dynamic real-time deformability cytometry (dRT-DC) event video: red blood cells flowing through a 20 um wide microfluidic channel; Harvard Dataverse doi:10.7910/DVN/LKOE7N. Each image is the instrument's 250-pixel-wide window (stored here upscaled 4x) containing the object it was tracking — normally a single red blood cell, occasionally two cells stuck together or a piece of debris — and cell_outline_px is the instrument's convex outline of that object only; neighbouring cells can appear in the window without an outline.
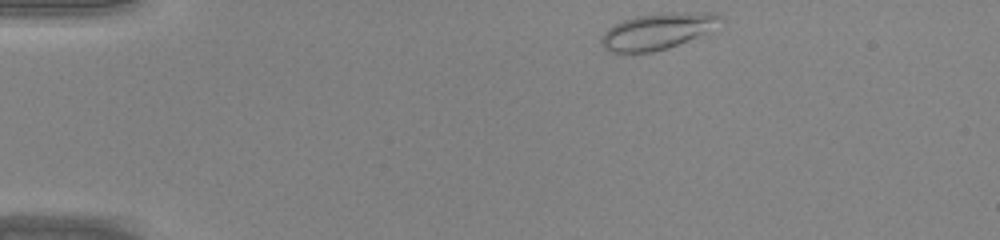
{"species": "common noctule bat (a hibernating species)", "species_latin": "Nyctalus noctula", "temperature_condition": "warm", "stored_images_in_passage": 35, "camera_frame_rate_fps": 3000, "um_per_image_px": 0.085, "animal": {"sex": "male", "body_mass_g": 20.0, "forearm_length_mm": 53.3}, "frame": {"image": 1, "passage_image": 1, "time_ms": 0.0, "image_size_px": [1000, 240], "cell_outline_px": [[724, 16], [704, 32], [696, 36], [668, 48], [652, 52], [612, 52], [604, 48], [600, 44], [600, 40], [604, 32], [608, 28], [624, 20], [636, 16], [664, 12], [716, 12]], "centroid_in_image_um": [55.82, 2.64], "position_along_channel_um": 29.2, "area_um2": 24.57}}
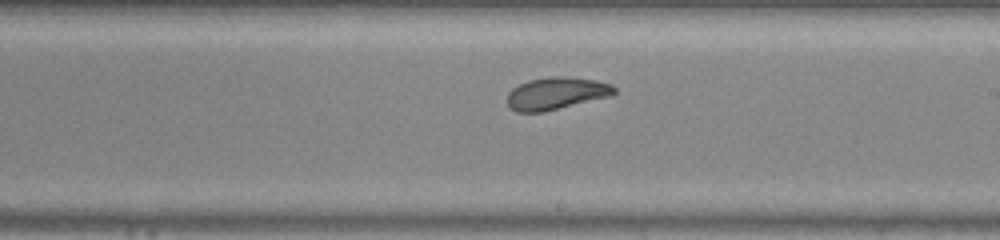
{"frame": {"image": 2, "passage_image": 20, "time_ms": 6.333, "image_size_px": [1000, 240], "cell_outline_px": [[616, 92], [612, 96], [544, 112], [516, 112], [508, 108], [508, 92], [512, 88], [528, 80], [552, 76], [568, 76], [596, 80], [612, 84], [616, 88]], "centroid_in_image_um": [47.3, 7.94], "position_along_channel_um": 241.7, "area_um2": 20.46}}
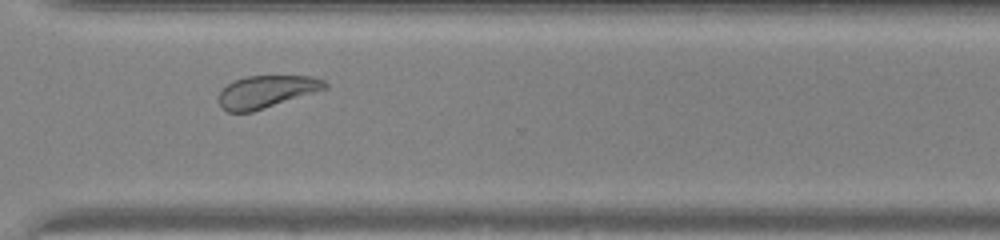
{"frame": {"image": 3, "passage_image": 27, "time_ms": 8.667, "image_size_px": [1000, 240], "cell_outline_px": [[328, 88], [252, 112], [228, 112], [220, 108], [216, 100], [220, 92], [232, 80], [244, 76], [312, 76], [324, 80], [328, 84]], "centroid_in_image_um": [22.6, 7.79], "position_along_channel_um": 348.0, "area_um2": 20.23}}